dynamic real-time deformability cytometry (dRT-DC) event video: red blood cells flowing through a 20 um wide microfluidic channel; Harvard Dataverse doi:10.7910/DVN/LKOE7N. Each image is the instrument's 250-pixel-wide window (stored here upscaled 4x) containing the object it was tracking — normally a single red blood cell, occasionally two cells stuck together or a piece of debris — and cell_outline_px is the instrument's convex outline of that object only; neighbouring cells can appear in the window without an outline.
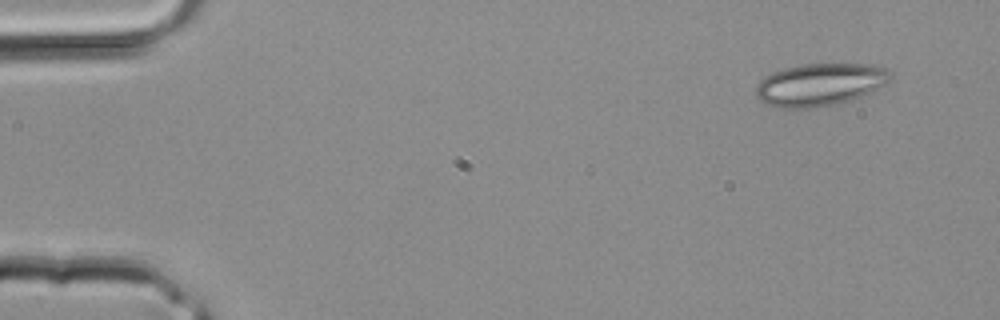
{"species": "common noctule bat (a hibernating species)", "species_latin": "Nyctalus noctula", "temperature_condition": "room temperature", "stored_images_in_passage": 3, "camera_frame_rate_fps": 3000, "um_per_image_px": 0.085, "animal": {"sex": "male", "body_mass_g": 20.4}, "frame": {"image": 1, "passage_image": 1, "time_ms": 0.0, "image_size_px": [1000, 320], "cell_outline_px": [[892, 80], [872, 92], [852, 100], [836, 104], [816, 108], [780, 108], [768, 104], [760, 100], [756, 96], [756, 84], [764, 76], [772, 72], [784, 68], [804, 64], [876, 64], [892, 72]], "centroid_in_image_um": [69.73, 7.19], "position_along_channel_um": 15.3, "area_um2": 33.76}}